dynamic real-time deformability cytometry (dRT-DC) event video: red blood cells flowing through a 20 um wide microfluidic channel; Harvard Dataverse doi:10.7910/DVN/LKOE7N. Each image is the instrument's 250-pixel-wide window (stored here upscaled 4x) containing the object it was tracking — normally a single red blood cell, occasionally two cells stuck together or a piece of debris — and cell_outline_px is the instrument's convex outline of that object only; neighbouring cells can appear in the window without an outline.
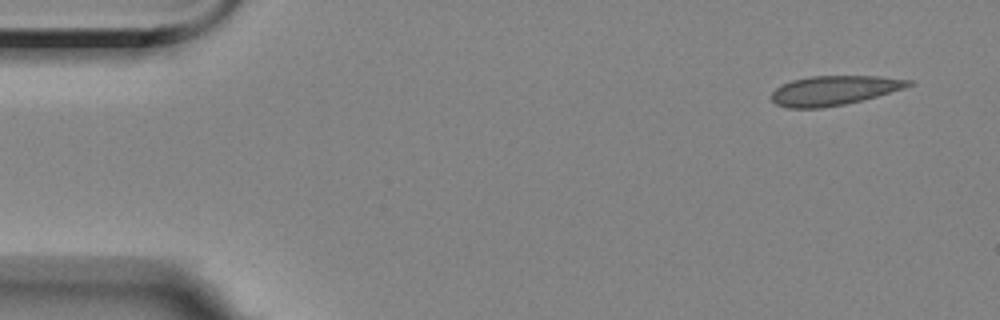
{"species": "Egyptian fruit bat (a non-hibernating species)", "species_latin": "Rousettus aegyptiacus", "temperature_condition": "room temperature", "stored_images_in_passage": 4, "camera_frame_rate_fps": 3000, "um_per_image_px": 0.085, "animal": {"sex": "female"}, "frame": {"image": 1, "passage_image": 1, "time_ms": 0.0, "image_size_px": [1000, 320], "cell_outline_px": [[916, 84], [904, 88], [876, 96], [844, 104], [820, 108], [788, 108], [776, 104], [772, 100], [772, 92], [776, 88], [792, 80], [808, 76], [880, 76], [912, 80]], "centroid_in_image_um": [70.9, 7.68], "position_along_channel_um": 14.1, "area_um2": 23.41}}
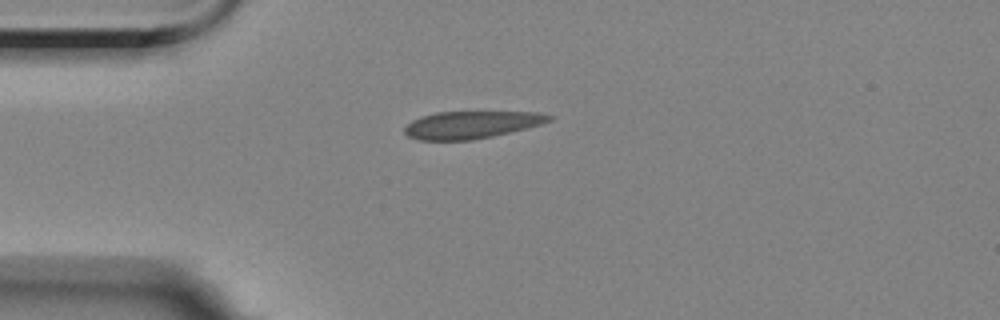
{"frame": {"image": 2, "passage_image": 4, "time_ms": 3.333, "image_size_px": [1000, 320], "cell_outline_px": [[556, 116], [552, 120], [540, 124], [492, 136], [472, 140], [420, 140], [408, 136], [404, 132], [404, 128], [412, 120], [420, 116], [436, 112], [540, 112]], "centroid_in_image_um": [40.06, 10.59], "position_along_channel_um": 44.9, "area_um2": 22.95}}